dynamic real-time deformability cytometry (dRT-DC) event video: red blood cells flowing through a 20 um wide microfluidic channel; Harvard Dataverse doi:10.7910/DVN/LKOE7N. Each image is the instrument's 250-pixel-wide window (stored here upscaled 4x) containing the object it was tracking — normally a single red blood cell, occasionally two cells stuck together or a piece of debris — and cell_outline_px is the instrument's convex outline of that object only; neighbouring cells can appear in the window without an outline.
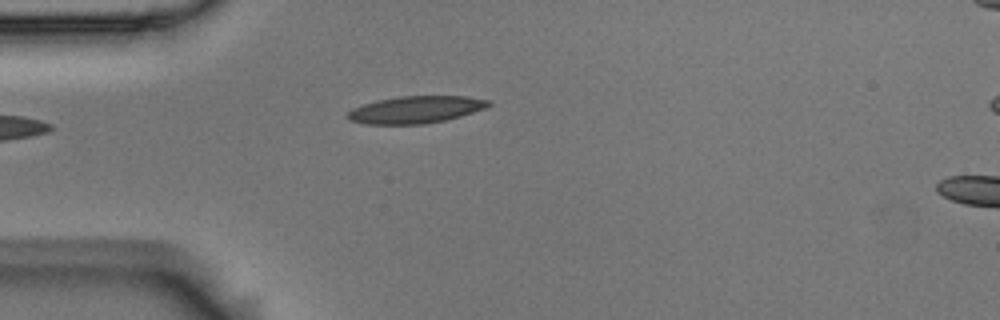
{"species": "Egyptian fruit bat (a non-hibernating species)", "species_latin": "Rousettus aegyptiacus", "temperature_condition": "room temperature", "stored_images_in_passage": 2, "camera_frame_rate_fps": 3000, "um_per_image_px": 0.085, "animal": {"sex": "male"}, "frame": {"image": 1, "passage_image": 2, "time_ms": 0.333, "image_size_px": [1000, 320], "cell_outline_px": [[492, 104], [484, 108], [460, 116], [444, 120], [424, 124], [364, 124], [348, 120], [348, 112], [352, 108], [376, 100], [400, 96], [464, 96], [492, 100]], "centroid_in_image_um": [35.32, 9.31], "position_along_channel_um": 49.7, "area_um2": 22.25}}